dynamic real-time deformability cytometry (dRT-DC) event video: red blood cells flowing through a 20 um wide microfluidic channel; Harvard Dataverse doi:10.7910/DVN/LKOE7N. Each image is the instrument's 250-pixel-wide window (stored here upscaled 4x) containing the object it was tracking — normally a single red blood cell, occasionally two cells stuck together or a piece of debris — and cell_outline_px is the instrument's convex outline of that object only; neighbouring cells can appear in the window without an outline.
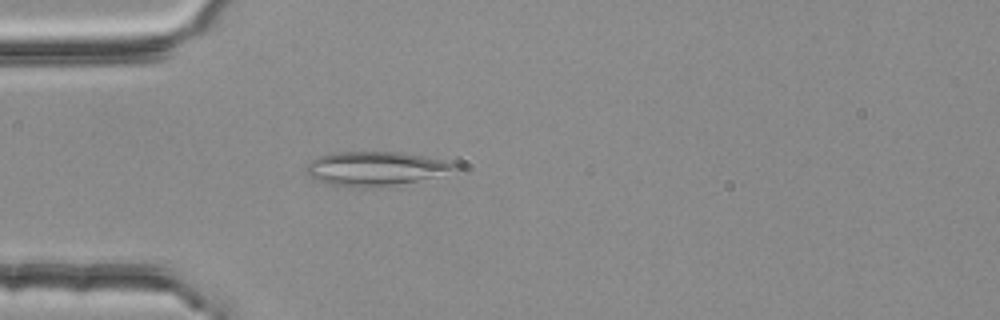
{"species": "common noctule bat (a hibernating species)", "species_latin": "Nyctalus noctula", "temperature_condition": "room temperature", "stored_images_in_passage": 45, "camera_frame_rate_fps": 3000, "um_per_image_px": 0.085, "animal": {"sex": "female", "body_mass_g": 25.1}, "frame": {"image": 1, "passage_image": 7, "time_ms": 2.0, "image_size_px": [1000, 320], "cell_outline_px": [[460, 168], [432, 176], [416, 180], [376, 188], [352, 188], [328, 184], [308, 176], [304, 168], [312, 160], [320, 156], [336, 152], [404, 152], [444, 160], [460, 164]], "centroid_in_image_um": [31.87, 14.33], "position_along_channel_um": 53.1, "area_um2": 29.48}}
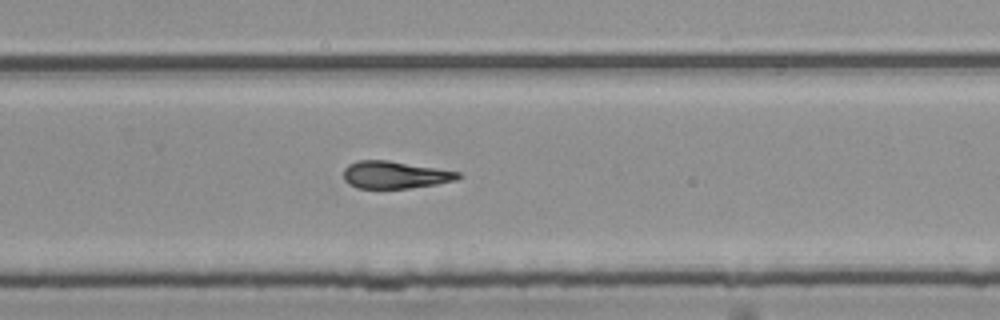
{"frame": {"image": 2, "passage_image": 27, "time_ms": 8.667, "image_size_px": [1000, 320], "cell_outline_px": [[464, 176], [456, 180], [436, 184], [408, 188], [356, 188], [348, 184], [344, 180], [344, 168], [348, 164], [356, 160], [388, 160], [460, 172]], "centroid_in_image_um": [33.55, 14.86], "position_along_channel_um": 296.2, "area_um2": 18.32}}
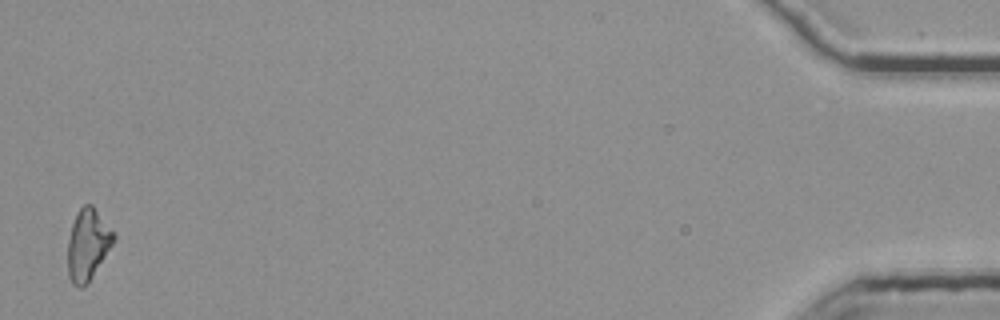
{"frame": {"image": 3, "passage_image": 45, "time_ms": 14.667, "image_size_px": [1000, 320], "cell_outline_px": [[116, 240], [88, 284], [80, 288], [72, 284], [68, 276], [68, 240], [72, 224], [76, 212], [84, 204], [92, 204], [116, 232]], "centroid_in_image_um": [7.49, 20.78], "position_along_channel_um": 427.7, "area_um2": 19.54}, "authors_computed_cell_mechanics": {"area_um2": 18.9584, "velocity_mm_per_s": 3.7793, "shape_relaxation_time_tau1_ms": null, "shape_relaxation_time_tau2_ms": 7.4567, "deformation_change_tau1": null, "deformation_change_tau2": 0.1946}}